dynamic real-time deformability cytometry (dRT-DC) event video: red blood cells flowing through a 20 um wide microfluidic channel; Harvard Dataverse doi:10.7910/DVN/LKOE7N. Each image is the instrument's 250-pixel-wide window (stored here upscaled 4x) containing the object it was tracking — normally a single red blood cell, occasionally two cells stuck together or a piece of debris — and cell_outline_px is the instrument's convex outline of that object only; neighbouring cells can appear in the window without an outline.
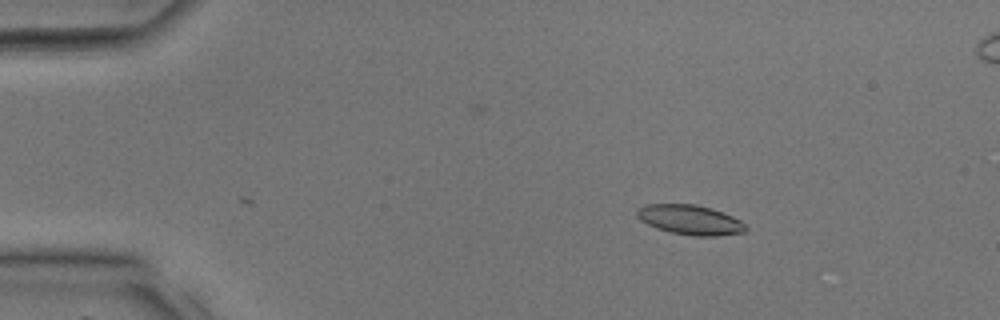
{"species": "common noctule bat (a hibernating species)", "species_latin": "Nyctalus noctula", "temperature_condition": "room temperature", "stored_images_in_passage": 28, "camera_frame_rate_fps": 3000, "um_per_image_px": 0.085, "animal": {"sex": "male", "body_mass_g": 17.9, "forearm_length_mm": 54.2}, "frame": {"image": 1, "passage_image": 1, "time_ms": 0.0, "image_size_px": [1000, 320], "cell_outline_px": [[748, 228], [744, 232], [716, 236], [692, 236], [672, 232], [656, 228], [640, 220], [636, 216], [636, 208], [648, 204], [696, 204], [712, 208], [732, 216], [740, 220]], "centroid_in_image_um": [58.64, 18.68], "position_along_channel_um": 26.4, "area_um2": 18.9}}
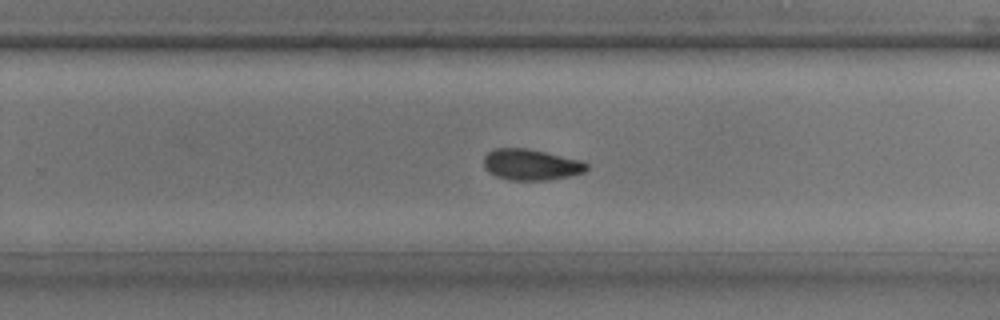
{"frame": {"image": 2, "passage_image": 19, "time_ms": 6.0, "image_size_px": [1000, 320], "cell_outline_px": [[588, 168], [584, 172], [568, 176], [548, 180], [512, 180], [496, 176], [488, 172], [484, 168], [484, 156], [488, 152], [496, 148], [524, 148], [544, 152], [580, 160], [588, 164]], "centroid_in_image_um": [45.11, 14.0], "position_along_channel_um": 284.7, "area_um2": 18.44}}
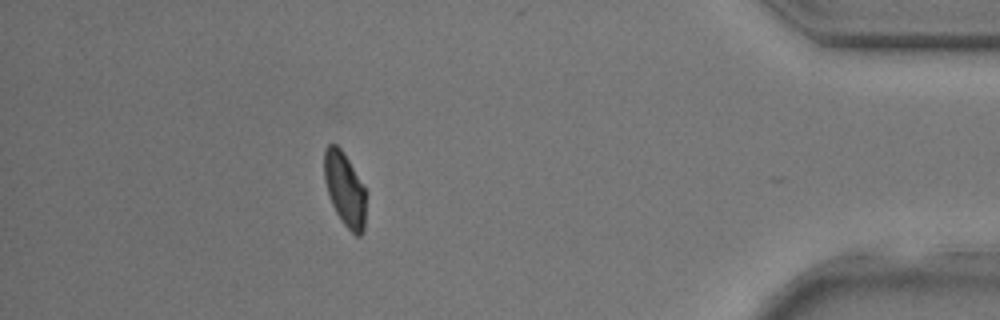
{"frame": {"image": 3, "passage_image": 28, "time_ms": 9.0, "image_size_px": [1000, 320], "cell_outline_px": [[364, 232], [360, 236], [356, 236], [344, 224], [336, 212], [332, 204], [324, 180], [324, 148], [328, 144], [336, 144], [340, 148], [348, 160], [364, 188]], "centroid_in_image_um": [29.27, 16.07], "position_along_channel_um": 405.9, "area_um2": 17.46}}